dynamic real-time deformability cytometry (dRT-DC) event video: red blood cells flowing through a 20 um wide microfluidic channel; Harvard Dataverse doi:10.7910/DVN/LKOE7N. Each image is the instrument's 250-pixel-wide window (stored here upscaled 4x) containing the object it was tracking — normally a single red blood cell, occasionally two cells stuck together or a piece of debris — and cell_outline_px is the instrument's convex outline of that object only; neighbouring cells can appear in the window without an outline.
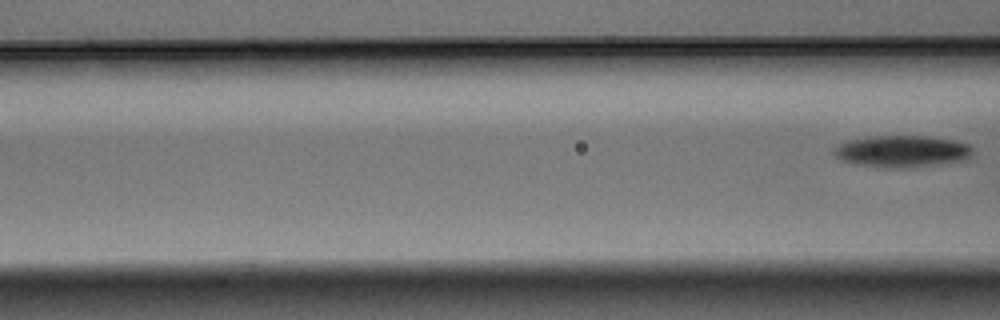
{"species": "Egyptian fruit bat (a non-hibernating species)", "species_latin": "Rousettus aegyptiacus", "temperature_condition": "warm", "stored_images_in_passage": 6, "segment_of_instrument_passage": [2, 2], "camera_frame_rate_fps": 3000, "um_per_image_px": 0.085, "animal": {"sex": "male"}, "frame": {"image": 1, "passage_image": 6, "time_ms": 1.667, "image_size_px": [1000, 320], "cell_outline_px": [[972, 152], [964, 160], [908, 168], [892, 168], [860, 164], [844, 160], [836, 156], [832, 152], [840, 144], [848, 140], [868, 136], [928, 136], [952, 140], [968, 144], [972, 148]], "centroid_in_image_um": [76.68, 12.85], "position_along_channel_um": 89.9, "area_um2": 25.26}}